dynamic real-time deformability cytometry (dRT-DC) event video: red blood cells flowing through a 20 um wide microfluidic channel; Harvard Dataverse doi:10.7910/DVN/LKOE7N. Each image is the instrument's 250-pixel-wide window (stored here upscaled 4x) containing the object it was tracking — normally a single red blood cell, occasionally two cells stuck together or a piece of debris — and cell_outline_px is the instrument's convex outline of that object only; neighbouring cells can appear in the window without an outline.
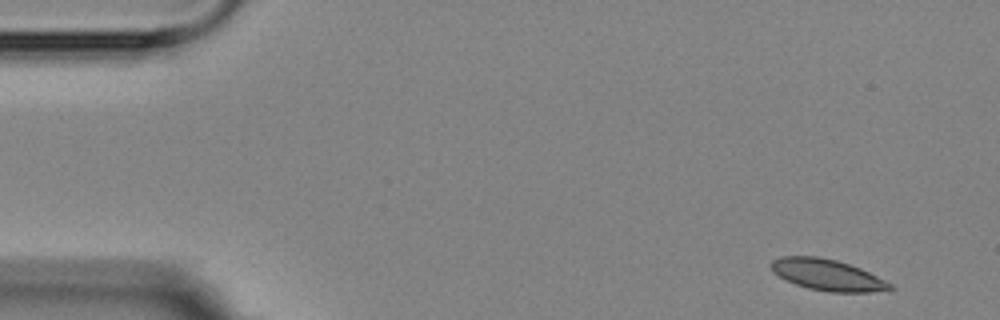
{"species": "Egyptian fruit bat (a non-hibernating species)", "species_latin": "Rousettus aegyptiacus", "temperature_condition": "room temperature", "stored_images_in_passage": 5, "camera_frame_rate_fps": 3000, "um_per_image_px": 0.085, "animal": {"sex": "female"}, "frame": {"image": 1, "passage_image": 1, "time_ms": 0.0, "image_size_px": [1000, 320], "cell_outline_px": [[896, 288], [888, 292], [828, 292], [808, 288], [796, 284], [772, 272], [768, 264], [772, 260], [780, 256], [820, 256], [836, 260], [860, 268], [892, 284]], "centroid_in_image_um": [70.34, 23.37], "position_along_channel_um": 14.7, "area_um2": 21.85}}
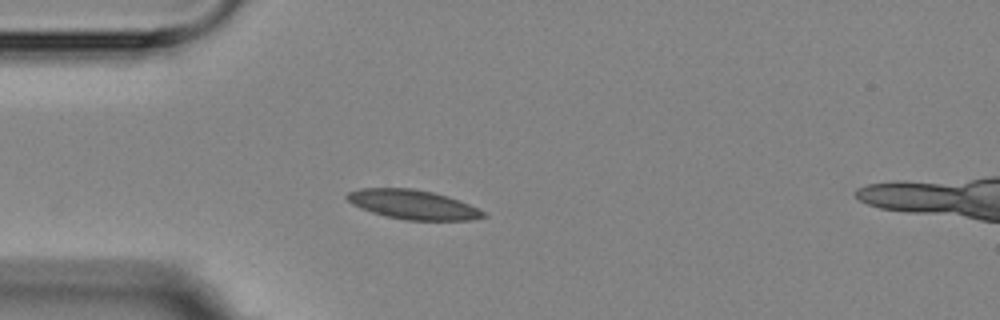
{"frame": {"image": 2, "passage_image": 4, "time_ms": 3.667, "image_size_px": [1000, 320], "cell_outline_px": [[488, 216], [472, 220], [404, 220], [372, 212], [360, 208], [352, 204], [344, 196], [348, 192], [360, 188], [412, 188], [432, 192], [448, 196], [460, 200], [484, 212]], "centroid_in_image_um": [35.09, 17.38], "position_along_channel_um": 49.9, "area_um2": 23.24}}